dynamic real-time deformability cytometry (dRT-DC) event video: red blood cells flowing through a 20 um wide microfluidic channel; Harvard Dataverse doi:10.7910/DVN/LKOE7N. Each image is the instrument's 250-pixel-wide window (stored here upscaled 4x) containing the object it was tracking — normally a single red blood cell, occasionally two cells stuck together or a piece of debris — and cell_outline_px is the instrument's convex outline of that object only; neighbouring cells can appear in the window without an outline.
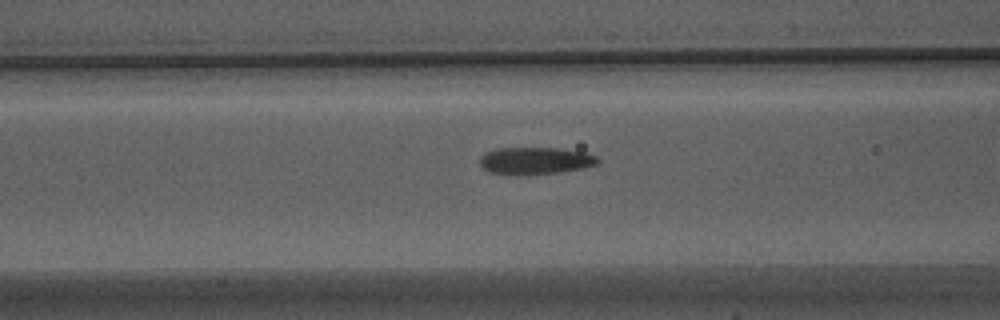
{"species": "Egyptian fruit bat (a non-hibernating species)", "species_latin": "Rousettus aegyptiacus", "temperature_condition": "warm", "stored_images_in_passage": 26, "camera_frame_rate_fps": 3000, "um_per_image_px": 0.085, "animal": {"sex": "male"}, "frame": {"image": 1, "passage_image": 6, "time_ms": 1.667, "image_size_px": [1000, 320], "cell_outline_px": [[600, 160], [596, 164], [584, 168], [560, 172], [524, 176], [508, 176], [488, 172], [480, 164], [480, 156], [484, 152], [500, 148], [560, 148], [584, 152], [596, 156]], "centroid_in_image_um": [45.45, 13.68], "position_along_channel_um": 121.1, "area_um2": 19.13}}
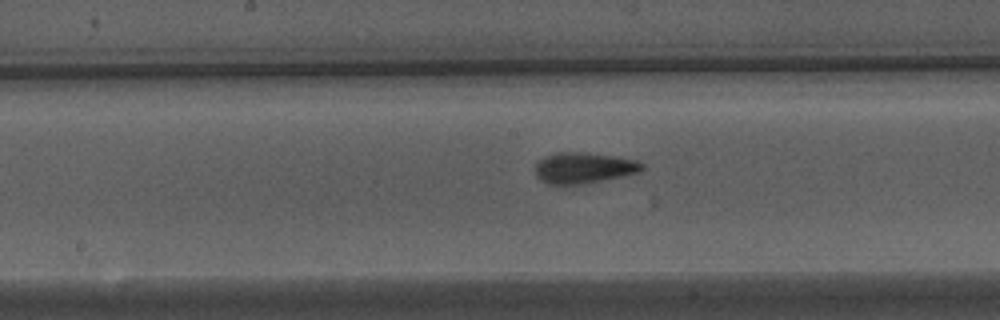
{"frame": {"image": 2, "passage_image": 12, "time_ms": 3.667, "image_size_px": [1000, 320], "cell_outline_px": [[644, 168], [640, 172], [580, 184], [548, 184], [540, 180], [536, 176], [536, 164], [544, 156], [556, 152], [584, 152], [612, 156], [636, 160], [644, 164]], "centroid_in_image_um": [49.59, 14.26], "position_along_channel_um": 198.6, "area_um2": 19.02}}
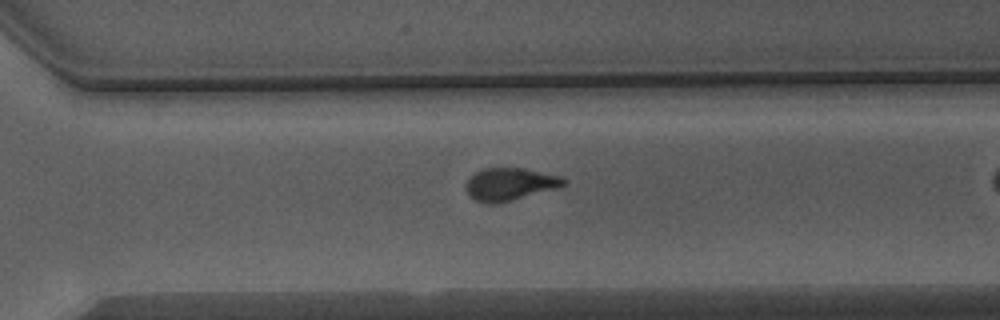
{"frame": {"image": 3, "passage_image": 22, "time_ms": 7.0, "image_size_px": [1000, 320], "cell_outline_px": [[568, 180], [564, 184], [556, 188], [512, 200], [496, 204], [484, 204], [476, 200], [464, 188], [464, 184], [476, 172], [484, 168], [520, 168], [564, 176]], "centroid_in_image_um": [43.34, 15.65], "position_along_channel_um": 327.3, "area_um2": 18.44}}